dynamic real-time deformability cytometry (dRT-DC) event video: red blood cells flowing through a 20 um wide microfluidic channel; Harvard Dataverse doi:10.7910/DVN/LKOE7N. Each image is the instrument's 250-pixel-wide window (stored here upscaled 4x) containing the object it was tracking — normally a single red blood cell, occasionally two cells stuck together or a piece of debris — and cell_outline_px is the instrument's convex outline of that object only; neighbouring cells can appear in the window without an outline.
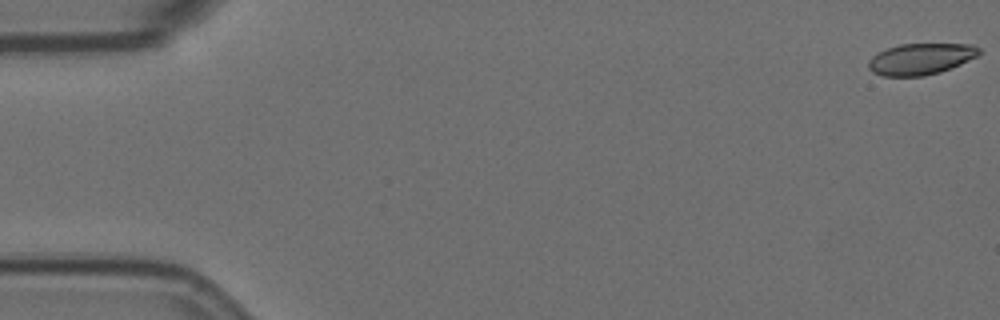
{"species": "Egyptian fruit bat (a non-hibernating species)", "species_latin": "Rousettus aegyptiacus", "temperature_condition": "room temperature", "stored_images_in_passage": 58, "camera_frame_rate_fps": 3000, "um_per_image_px": 0.085, "animal": {"sex": "female"}, "frame": {"image": 1, "passage_image": 1, "time_ms": 0.0, "image_size_px": [1000, 320], "cell_outline_px": [[980, 52], [976, 56], [960, 64], [940, 72], [924, 76], [884, 76], [872, 72], [868, 68], [868, 60], [872, 56], [888, 48], [900, 44], [972, 44], [980, 48]], "centroid_in_image_um": [78.24, 5.01], "position_along_channel_um": 6.8, "area_um2": 20.06}}
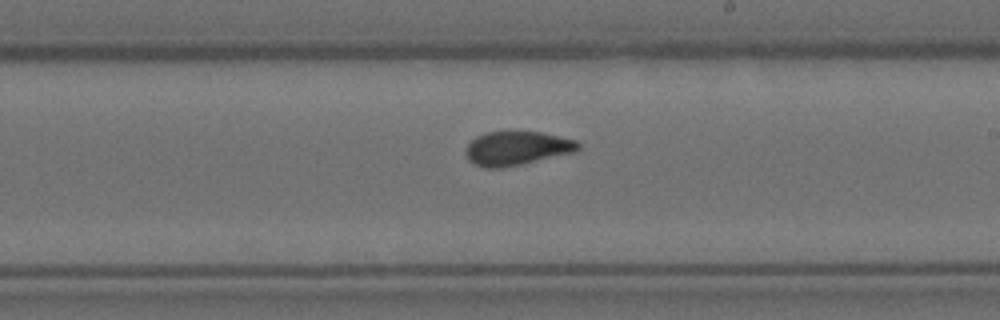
{"frame": {"image": 2, "passage_image": 34, "time_ms": 11.0, "image_size_px": [1000, 320], "cell_outline_px": [[580, 148], [576, 152], [504, 168], [484, 168], [472, 164], [468, 160], [464, 152], [464, 148], [476, 136], [488, 132], [540, 132], [576, 140], [580, 144]], "centroid_in_image_um": [43.9, 12.62], "position_along_channel_um": 245.1, "area_um2": 22.43}}
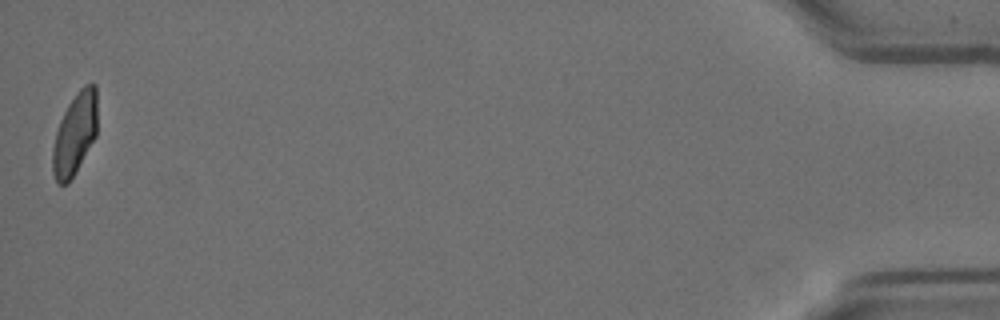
{"frame": {"image": 3, "passage_image": 58, "time_ms": 19.0, "image_size_px": [1000, 320], "cell_outline_px": [[96, 136], [68, 184], [56, 184], [52, 172], [52, 148], [56, 132], [60, 120], [68, 104], [76, 92], [84, 84], [96, 84]], "centroid_in_image_um": [6.34, 11.39], "position_along_channel_um": 428.9, "area_um2": 21.27}, "authors_computed_cell_mechanics": {"area_um2": 22.0796, "velocity_mm_per_s": 3.5015, "shape_relaxation_time_tau1_ms": 6.0493, "shape_relaxation_time_tau2_ms": 0.961, "deformation_change_tau1": 0.1793, "deformation_change_tau2": 0.0487}}